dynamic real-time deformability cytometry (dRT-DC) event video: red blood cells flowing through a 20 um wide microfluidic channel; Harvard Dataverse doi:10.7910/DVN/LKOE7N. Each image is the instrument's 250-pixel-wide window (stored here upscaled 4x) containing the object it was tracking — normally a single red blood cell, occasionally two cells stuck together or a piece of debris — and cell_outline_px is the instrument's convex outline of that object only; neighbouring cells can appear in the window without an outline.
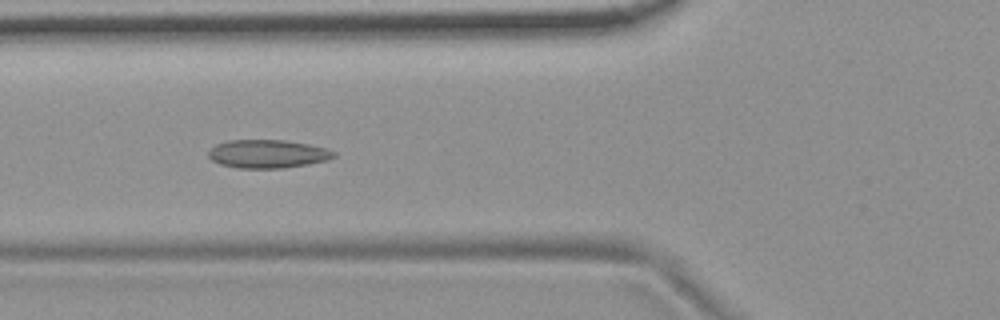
{"species": "common noctule bat (a hibernating species)", "species_latin": "Nyctalus noctula", "temperature_condition": "room temperature", "stored_images_in_passage": 55, "camera_frame_rate_fps": 3000, "um_per_image_px": 0.085, "animal": {"sex": "female", "body_mass_g": 19.9}, "frame": {"image": 1, "passage_image": 21, "time_ms": 6.667, "image_size_px": [1000, 320], "cell_outline_px": [[336, 156], [328, 160], [308, 164], [284, 168], [240, 168], [220, 164], [212, 160], [208, 156], [208, 152], [216, 144], [228, 140], [284, 140], [308, 144], [328, 148], [336, 152]], "centroid_in_image_um": [22.78, 13.08], "position_along_channel_um": 103.0, "area_um2": 20.75}}
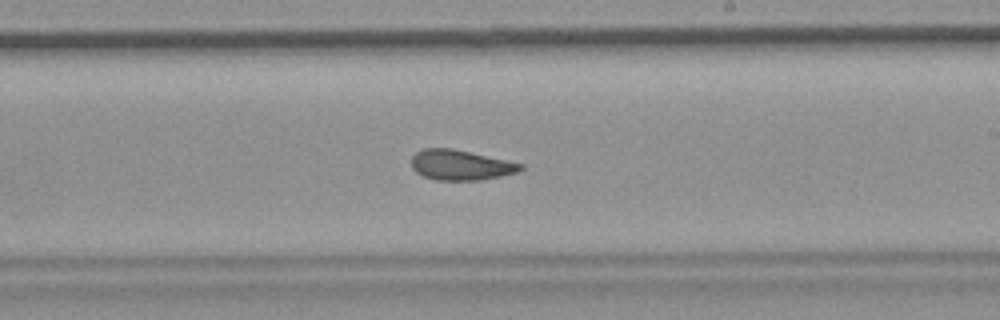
{"frame": {"image": 2, "passage_image": 33, "time_ms": 10.667, "image_size_px": [1000, 320], "cell_outline_px": [[524, 168], [516, 172], [500, 176], [480, 180], [436, 180], [424, 176], [416, 172], [412, 168], [412, 156], [416, 152], [424, 148], [452, 148], [524, 164]], "centroid_in_image_um": [39.14, 14.02], "position_along_channel_um": 249.9, "area_um2": 19.07}}
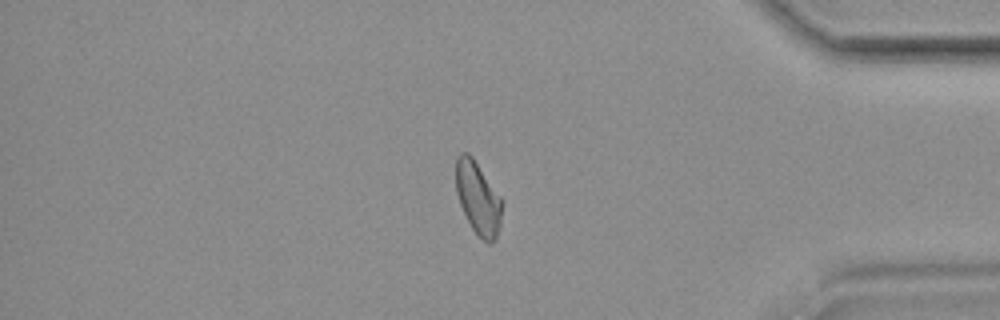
{"frame": {"image": 3, "passage_image": 47, "time_ms": 15.333, "image_size_px": [1000, 320], "cell_outline_px": [[504, 204], [500, 224], [496, 240], [492, 244], [488, 244], [472, 228], [460, 204], [456, 192], [456, 156], [460, 152], [468, 152], [472, 156], [504, 200]], "centroid_in_image_um": [40.66, 16.82], "position_along_channel_um": 394.5, "area_um2": 19.83}, "authors_computed_cell_mechanics": {"area_um2": 20.1144, "velocity_mm_per_s": 3.6774, "shape_relaxation_time_tau1_ms": null, "shape_relaxation_time_tau2_ms": 2.7448, "deformation_change_tau1": null, "deformation_change_tau2": 0.0875}}